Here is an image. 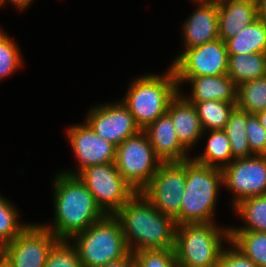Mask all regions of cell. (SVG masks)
<instances>
[{"instance_id": "6da1fadb", "label": "cell", "mask_w": 266, "mask_h": 267, "mask_svg": "<svg viewBox=\"0 0 266 267\" xmlns=\"http://www.w3.org/2000/svg\"><path fill=\"white\" fill-rule=\"evenodd\" d=\"M53 179L54 223L41 225L58 239L70 240L106 215L77 175L61 171Z\"/></svg>"}, {"instance_id": "7a4b0ae2", "label": "cell", "mask_w": 266, "mask_h": 267, "mask_svg": "<svg viewBox=\"0 0 266 267\" xmlns=\"http://www.w3.org/2000/svg\"><path fill=\"white\" fill-rule=\"evenodd\" d=\"M114 216L131 253L139 250L174 249L177 224L137 192Z\"/></svg>"}, {"instance_id": "3957f363", "label": "cell", "mask_w": 266, "mask_h": 267, "mask_svg": "<svg viewBox=\"0 0 266 267\" xmlns=\"http://www.w3.org/2000/svg\"><path fill=\"white\" fill-rule=\"evenodd\" d=\"M222 185V169L199 164L192 158L186 160V184L180 215L175 220L177 226L214 222L213 215Z\"/></svg>"}, {"instance_id": "277c9868", "label": "cell", "mask_w": 266, "mask_h": 267, "mask_svg": "<svg viewBox=\"0 0 266 267\" xmlns=\"http://www.w3.org/2000/svg\"><path fill=\"white\" fill-rule=\"evenodd\" d=\"M133 80L121 101L133 114L137 126L144 130L167 112L179 88L171 66L164 75L148 73Z\"/></svg>"}, {"instance_id": "5b68a950", "label": "cell", "mask_w": 266, "mask_h": 267, "mask_svg": "<svg viewBox=\"0 0 266 267\" xmlns=\"http://www.w3.org/2000/svg\"><path fill=\"white\" fill-rule=\"evenodd\" d=\"M225 241H230V226L218 227L215 222L178 225L174 248L178 266H217Z\"/></svg>"}, {"instance_id": "8992f818", "label": "cell", "mask_w": 266, "mask_h": 267, "mask_svg": "<svg viewBox=\"0 0 266 267\" xmlns=\"http://www.w3.org/2000/svg\"><path fill=\"white\" fill-rule=\"evenodd\" d=\"M70 240L77 247L83 267H102L131 253L114 215H105Z\"/></svg>"}, {"instance_id": "52a82bcc", "label": "cell", "mask_w": 266, "mask_h": 267, "mask_svg": "<svg viewBox=\"0 0 266 267\" xmlns=\"http://www.w3.org/2000/svg\"><path fill=\"white\" fill-rule=\"evenodd\" d=\"M77 176L106 215H114L137 193L121 176L115 162L86 167Z\"/></svg>"}, {"instance_id": "ba28073f", "label": "cell", "mask_w": 266, "mask_h": 267, "mask_svg": "<svg viewBox=\"0 0 266 267\" xmlns=\"http://www.w3.org/2000/svg\"><path fill=\"white\" fill-rule=\"evenodd\" d=\"M161 163L143 130L116 147V167L136 192L150 182Z\"/></svg>"}, {"instance_id": "9c48e42d", "label": "cell", "mask_w": 266, "mask_h": 267, "mask_svg": "<svg viewBox=\"0 0 266 267\" xmlns=\"http://www.w3.org/2000/svg\"><path fill=\"white\" fill-rule=\"evenodd\" d=\"M186 184V160L161 163L150 182L140 191L163 215L176 220L180 215Z\"/></svg>"}, {"instance_id": "30bf717a", "label": "cell", "mask_w": 266, "mask_h": 267, "mask_svg": "<svg viewBox=\"0 0 266 267\" xmlns=\"http://www.w3.org/2000/svg\"><path fill=\"white\" fill-rule=\"evenodd\" d=\"M59 239L40 223H30L15 239L0 248L10 267H44Z\"/></svg>"}, {"instance_id": "8fae6325", "label": "cell", "mask_w": 266, "mask_h": 267, "mask_svg": "<svg viewBox=\"0 0 266 267\" xmlns=\"http://www.w3.org/2000/svg\"><path fill=\"white\" fill-rule=\"evenodd\" d=\"M222 172L223 186L234 196L233 207L245 198L266 195V155L234 159Z\"/></svg>"}, {"instance_id": "7c38bea8", "label": "cell", "mask_w": 266, "mask_h": 267, "mask_svg": "<svg viewBox=\"0 0 266 267\" xmlns=\"http://www.w3.org/2000/svg\"><path fill=\"white\" fill-rule=\"evenodd\" d=\"M229 55L220 38L184 49L171 64L176 76H218L228 72Z\"/></svg>"}, {"instance_id": "4fadbf2b", "label": "cell", "mask_w": 266, "mask_h": 267, "mask_svg": "<svg viewBox=\"0 0 266 267\" xmlns=\"http://www.w3.org/2000/svg\"><path fill=\"white\" fill-rule=\"evenodd\" d=\"M85 122L92 130L116 147L141 129L135 123L133 114L120 100L91 107Z\"/></svg>"}, {"instance_id": "5bb4252c", "label": "cell", "mask_w": 266, "mask_h": 267, "mask_svg": "<svg viewBox=\"0 0 266 267\" xmlns=\"http://www.w3.org/2000/svg\"><path fill=\"white\" fill-rule=\"evenodd\" d=\"M66 131L68 142L79 165L76 171L62 172L78 175L86 167L115 162L116 146L95 133L86 122L72 125Z\"/></svg>"}, {"instance_id": "9a60e30c", "label": "cell", "mask_w": 266, "mask_h": 267, "mask_svg": "<svg viewBox=\"0 0 266 267\" xmlns=\"http://www.w3.org/2000/svg\"><path fill=\"white\" fill-rule=\"evenodd\" d=\"M195 11L182 27L185 49H190L219 38L217 1H194Z\"/></svg>"}, {"instance_id": "2e32d148", "label": "cell", "mask_w": 266, "mask_h": 267, "mask_svg": "<svg viewBox=\"0 0 266 267\" xmlns=\"http://www.w3.org/2000/svg\"><path fill=\"white\" fill-rule=\"evenodd\" d=\"M155 156L162 162H182L192 158L189 150L180 142L173 121L166 112L144 130Z\"/></svg>"}, {"instance_id": "e0dca14e", "label": "cell", "mask_w": 266, "mask_h": 267, "mask_svg": "<svg viewBox=\"0 0 266 267\" xmlns=\"http://www.w3.org/2000/svg\"><path fill=\"white\" fill-rule=\"evenodd\" d=\"M179 93L187 101L218 100L237 102V85L226 74L218 76H176ZM191 84V94L184 96L181 84Z\"/></svg>"}, {"instance_id": "ac0fdd59", "label": "cell", "mask_w": 266, "mask_h": 267, "mask_svg": "<svg viewBox=\"0 0 266 267\" xmlns=\"http://www.w3.org/2000/svg\"><path fill=\"white\" fill-rule=\"evenodd\" d=\"M219 38L236 36L258 19L257 0H218Z\"/></svg>"}, {"instance_id": "d6986e66", "label": "cell", "mask_w": 266, "mask_h": 267, "mask_svg": "<svg viewBox=\"0 0 266 267\" xmlns=\"http://www.w3.org/2000/svg\"><path fill=\"white\" fill-rule=\"evenodd\" d=\"M167 113L173 121L180 142L191 151V147L204 135L195 105L178 92L170 101Z\"/></svg>"}, {"instance_id": "ffe728a7", "label": "cell", "mask_w": 266, "mask_h": 267, "mask_svg": "<svg viewBox=\"0 0 266 267\" xmlns=\"http://www.w3.org/2000/svg\"><path fill=\"white\" fill-rule=\"evenodd\" d=\"M225 44L228 55L266 53V24L258 18Z\"/></svg>"}, {"instance_id": "44dd1931", "label": "cell", "mask_w": 266, "mask_h": 267, "mask_svg": "<svg viewBox=\"0 0 266 267\" xmlns=\"http://www.w3.org/2000/svg\"><path fill=\"white\" fill-rule=\"evenodd\" d=\"M227 75L238 86L266 76V53L229 55Z\"/></svg>"}, {"instance_id": "7402d4cb", "label": "cell", "mask_w": 266, "mask_h": 267, "mask_svg": "<svg viewBox=\"0 0 266 267\" xmlns=\"http://www.w3.org/2000/svg\"><path fill=\"white\" fill-rule=\"evenodd\" d=\"M208 132L210 133L205 151L192 159L202 165L223 169L234 160L230 141L224 130Z\"/></svg>"}, {"instance_id": "603a6c76", "label": "cell", "mask_w": 266, "mask_h": 267, "mask_svg": "<svg viewBox=\"0 0 266 267\" xmlns=\"http://www.w3.org/2000/svg\"><path fill=\"white\" fill-rule=\"evenodd\" d=\"M233 209L243 220L244 226L231 227L230 231L266 232V195L245 198Z\"/></svg>"}, {"instance_id": "cb8c5ba5", "label": "cell", "mask_w": 266, "mask_h": 267, "mask_svg": "<svg viewBox=\"0 0 266 267\" xmlns=\"http://www.w3.org/2000/svg\"><path fill=\"white\" fill-rule=\"evenodd\" d=\"M189 102L194 104L197 109L204 133L209 130H224L231 113L237 107V102L218 100Z\"/></svg>"}, {"instance_id": "d4e9b609", "label": "cell", "mask_w": 266, "mask_h": 267, "mask_svg": "<svg viewBox=\"0 0 266 267\" xmlns=\"http://www.w3.org/2000/svg\"><path fill=\"white\" fill-rule=\"evenodd\" d=\"M230 242L258 267H266V232L230 231Z\"/></svg>"}, {"instance_id": "484cf974", "label": "cell", "mask_w": 266, "mask_h": 267, "mask_svg": "<svg viewBox=\"0 0 266 267\" xmlns=\"http://www.w3.org/2000/svg\"><path fill=\"white\" fill-rule=\"evenodd\" d=\"M247 111L235 108L224 128L230 141L233 159L254 156L246 135Z\"/></svg>"}, {"instance_id": "4316f807", "label": "cell", "mask_w": 266, "mask_h": 267, "mask_svg": "<svg viewBox=\"0 0 266 267\" xmlns=\"http://www.w3.org/2000/svg\"><path fill=\"white\" fill-rule=\"evenodd\" d=\"M236 106L249 114L266 110V76L238 85Z\"/></svg>"}, {"instance_id": "83f0119b", "label": "cell", "mask_w": 266, "mask_h": 267, "mask_svg": "<svg viewBox=\"0 0 266 267\" xmlns=\"http://www.w3.org/2000/svg\"><path fill=\"white\" fill-rule=\"evenodd\" d=\"M0 194V248L15 239L30 223H20L15 206Z\"/></svg>"}, {"instance_id": "f1b7e54d", "label": "cell", "mask_w": 266, "mask_h": 267, "mask_svg": "<svg viewBox=\"0 0 266 267\" xmlns=\"http://www.w3.org/2000/svg\"><path fill=\"white\" fill-rule=\"evenodd\" d=\"M4 32L0 29V80L12 75L23 66L18 44Z\"/></svg>"}, {"instance_id": "f546056e", "label": "cell", "mask_w": 266, "mask_h": 267, "mask_svg": "<svg viewBox=\"0 0 266 267\" xmlns=\"http://www.w3.org/2000/svg\"><path fill=\"white\" fill-rule=\"evenodd\" d=\"M71 243V244H70ZM44 267H83L77 247L69 239H59L51 248Z\"/></svg>"}, {"instance_id": "4dcf8cb0", "label": "cell", "mask_w": 266, "mask_h": 267, "mask_svg": "<svg viewBox=\"0 0 266 267\" xmlns=\"http://www.w3.org/2000/svg\"><path fill=\"white\" fill-rule=\"evenodd\" d=\"M132 254L135 267H179L174 249L139 250Z\"/></svg>"}, {"instance_id": "1f68e13d", "label": "cell", "mask_w": 266, "mask_h": 267, "mask_svg": "<svg viewBox=\"0 0 266 267\" xmlns=\"http://www.w3.org/2000/svg\"><path fill=\"white\" fill-rule=\"evenodd\" d=\"M246 135L251 152L254 155H266V130L256 114L247 112Z\"/></svg>"}, {"instance_id": "d6a6232c", "label": "cell", "mask_w": 266, "mask_h": 267, "mask_svg": "<svg viewBox=\"0 0 266 267\" xmlns=\"http://www.w3.org/2000/svg\"><path fill=\"white\" fill-rule=\"evenodd\" d=\"M228 243L232 248H224L217 263V267H258L230 241Z\"/></svg>"}, {"instance_id": "836d02e7", "label": "cell", "mask_w": 266, "mask_h": 267, "mask_svg": "<svg viewBox=\"0 0 266 267\" xmlns=\"http://www.w3.org/2000/svg\"><path fill=\"white\" fill-rule=\"evenodd\" d=\"M102 267H135L134 256L130 253L127 257L119 261L108 263Z\"/></svg>"}, {"instance_id": "e575fe53", "label": "cell", "mask_w": 266, "mask_h": 267, "mask_svg": "<svg viewBox=\"0 0 266 267\" xmlns=\"http://www.w3.org/2000/svg\"><path fill=\"white\" fill-rule=\"evenodd\" d=\"M7 2L12 3L16 9L25 10L33 2V0H0V6H5Z\"/></svg>"}, {"instance_id": "d590c367", "label": "cell", "mask_w": 266, "mask_h": 267, "mask_svg": "<svg viewBox=\"0 0 266 267\" xmlns=\"http://www.w3.org/2000/svg\"><path fill=\"white\" fill-rule=\"evenodd\" d=\"M258 18L266 24V0H257Z\"/></svg>"}, {"instance_id": "8d00e7d4", "label": "cell", "mask_w": 266, "mask_h": 267, "mask_svg": "<svg viewBox=\"0 0 266 267\" xmlns=\"http://www.w3.org/2000/svg\"><path fill=\"white\" fill-rule=\"evenodd\" d=\"M256 115H257L261 125L266 130V110L261 111V112L257 113Z\"/></svg>"}, {"instance_id": "74e56055", "label": "cell", "mask_w": 266, "mask_h": 267, "mask_svg": "<svg viewBox=\"0 0 266 267\" xmlns=\"http://www.w3.org/2000/svg\"><path fill=\"white\" fill-rule=\"evenodd\" d=\"M0 267H10L6 260L1 256L0 257Z\"/></svg>"}, {"instance_id": "f35d334b", "label": "cell", "mask_w": 266, "mask_h": 267, "mask_svg": "<svg viewBox=\"0 0 266 267\" xmlns=\"http://www.w3.org/2000/svg\"><path fill=\"white\" fill-rule=\"evenodd\" d=\"M193 1H198V0H193ZM204 1H218V0H204Z\"/></svg>"}]
</instances>
